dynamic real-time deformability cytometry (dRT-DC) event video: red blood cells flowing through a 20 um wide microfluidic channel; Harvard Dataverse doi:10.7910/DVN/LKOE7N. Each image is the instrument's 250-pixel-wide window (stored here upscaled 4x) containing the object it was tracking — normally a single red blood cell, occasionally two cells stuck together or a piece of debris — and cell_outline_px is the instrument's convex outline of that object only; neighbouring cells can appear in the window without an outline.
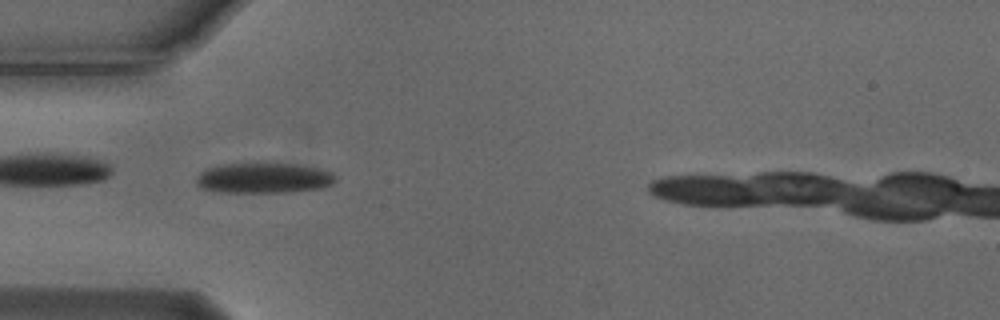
{"species": "Egyptian fruit bat (a non-hibernating species)", "species_latin": "Rousettus aegyptiacus", "temperature_condition": "cold", "stored_images_in_passage": 34, "camera_frame_rate_fps": 3000, "um_per_image_px": 0.085, "animal": {"sex": "male"}, "frame": {"image": 1, "passage_image": 1, "time_ms": 0.0, "image_size_px": [1000, 320], "cell_outline_px": [[336, 180], [332, 184], [320, 188], [292, 192], [220, 192], [204, 188], [196, 184], [196, 176], [200, 172], [208, 168], [228, 164], [296, 164], [320, 168], [332, 172], [336, 176]], "centroid_in_image_um": [22.46, 15.14], "position_along_channel_um": 62.5, "area_um2": 24.45}}
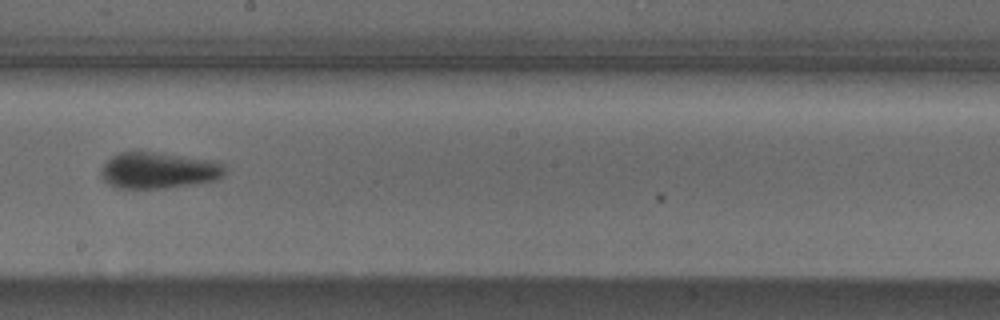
{"frame": {"image": 2, "passage_image": 15, "time_ms": 4.667, "image_size_px": [1000, 320], "cell_outline_px": [[228, 168], [224, 176], [216, 180], [196, 184], [164, 188], [116, 188], [108, 184], [100, 176], [100, 172], [104, 164], [112, 156], [120, 152], [132, 148], [216, 160], [224, 164]], "centroid_in_image_um": [13.5, 14.44], "position_along_channel_um": 234.7, "area_um2": 27.28}, "authors_computed_cell_mechanics": {"area_um2": 25.2008, "velocity_mm_per_s": 3.7194, "shape_relaxation_time_tau1_ms": 4.7035, "shape_relaxation_time_tau2_ms": null, "deformation_change_tau1": 0.1226, "deformation_change_tau2": null}}